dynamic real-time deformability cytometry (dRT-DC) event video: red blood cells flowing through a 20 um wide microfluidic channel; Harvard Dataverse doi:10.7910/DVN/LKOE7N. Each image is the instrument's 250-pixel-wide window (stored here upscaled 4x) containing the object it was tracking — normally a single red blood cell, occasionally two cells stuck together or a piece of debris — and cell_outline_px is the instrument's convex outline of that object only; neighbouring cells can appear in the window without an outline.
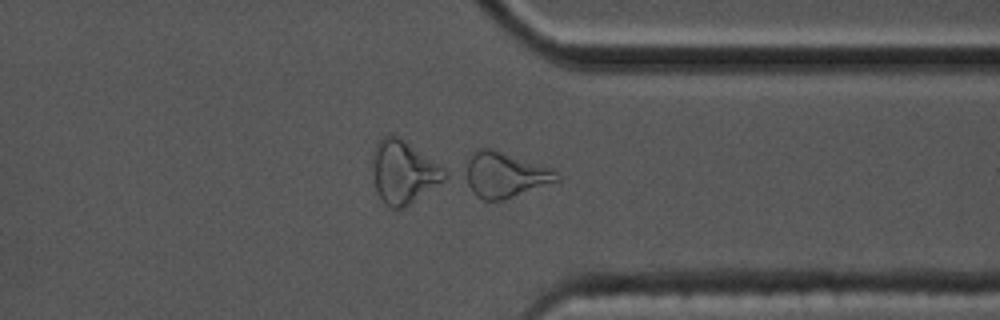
{"species": "common noctule bat (a hibernating species)", "species_latin": "Nyctalus noctula", "temperature_condition": "cold", "stored_images_in_passage": 58, "camera_frame_rate_fps": 3000, "um_per_image_px": 0.085, "animal": {"sex": "male", "body_mass_g": 17.5, "forearm_length_mm": 52.3}, "frame": {"image": 1, "passage_image": 45, "time_ms": 14.667, "image_size_px": [1000, 320], "cell_outline_px": [[560, 180], [504, 200], [484, 200], [476, 196], [472, 192], [460, 176], [468, 156], [476, 148], [492, 148], [552, 168], [560, 176]], "centroid_in_image_um": [42.82, 14.85], "position_along_channel_um": 368.6, "area_um2": 24.85}}